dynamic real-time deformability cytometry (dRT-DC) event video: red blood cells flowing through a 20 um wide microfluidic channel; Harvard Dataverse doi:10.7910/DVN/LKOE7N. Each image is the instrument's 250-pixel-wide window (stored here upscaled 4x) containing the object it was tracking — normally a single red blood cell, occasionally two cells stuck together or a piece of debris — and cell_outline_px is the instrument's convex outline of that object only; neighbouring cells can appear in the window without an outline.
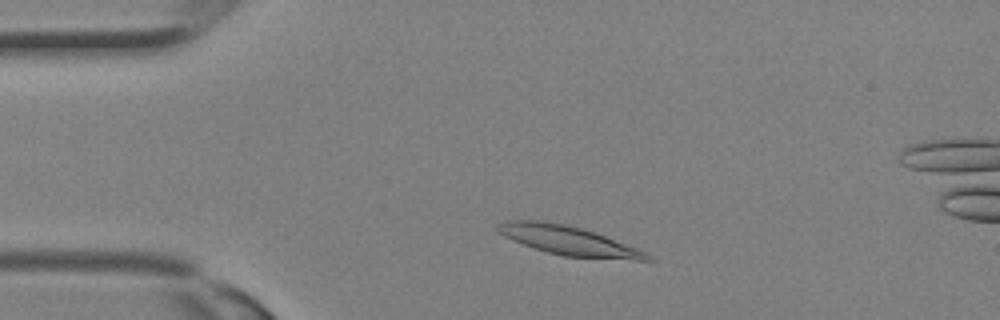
{"species": "Egyptian fruit bat (a non-hibernating species)", "species_latin": "Rousettus aegyptiacus", "temperature_condition": "room temperature", "stored_images_in_passage": 19, "camera_frame_rate_fps": 3000, "um_per_image_px": 0.085, "animal": {"sex": "female"}, "frame": {"image": 1, "passage_image": 3, "time_ms": 0.667, "image_size_px": [1000, 320], "cell_outline_px": [[652, 260], [632, 260], [564, 256], [548, 252], [524, 244], [504, 236], [496, 232], [496, 224], [504, 220], [544, 220], [564, 224], [580, 228], [604, 236], [636, 248], [652, 256]], "centroid_in_image_um": [48.25, 20.43], "position_along_channel_um": 36.7, "area_um2": 24.97}}
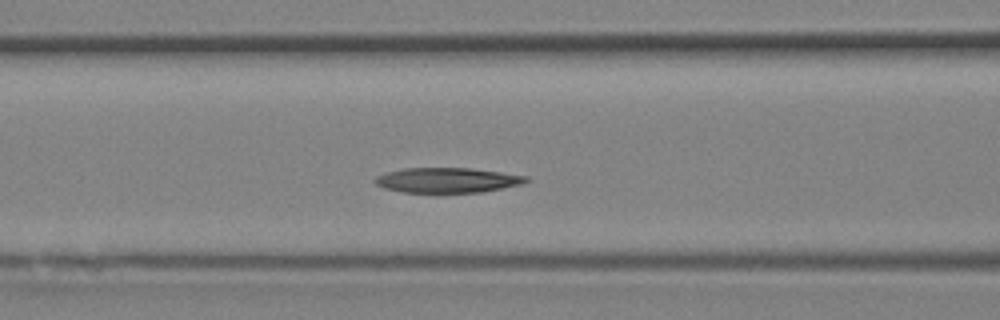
{"frame": {"image": 2, "passage_image": 9, "time_ms": 2.667, "image_size_px": [1000, 320], "cell_outline_px": [[532, 180], [524, 184], [484, 192], [436, 196], [404, 192], [384, 188], [376, 184], [372, 180], [376, 176], [384, 172], [404, 168], [472, 168], [528, 176]], "centroid_in_image_um": [38.03, 15.36], "position_along_channel_um": 128.6, "area_um2": 23.41}}
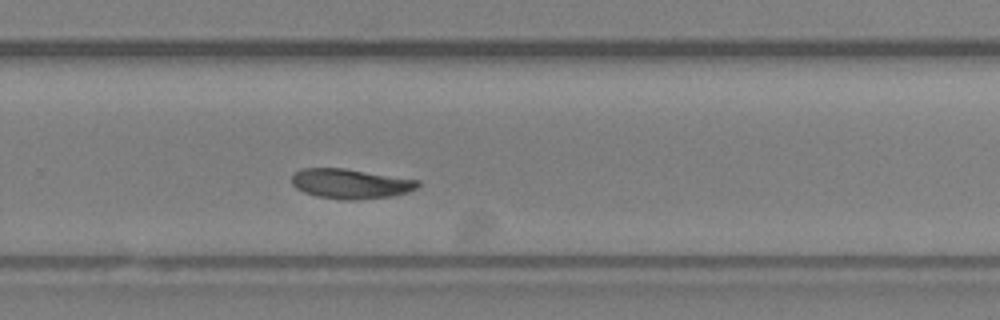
{"frame": {"image": 3, "passage_image": 17, "time_ms": 5.333, "image_size_px": [1000, 320], "cell_outline_px": [[420, 184], [416, 188], [408, 192], [392, 196], [356, 200], [344, 200], [316, 196], [304, 192], [296, 188], [292, 184], [292, 172], [300, 168], [344, 168], [420, 180]], "centroid_in_image_um": [29.77, 15.61], "position_along_channel_um": 300.0, "area_um2": 22.08}}